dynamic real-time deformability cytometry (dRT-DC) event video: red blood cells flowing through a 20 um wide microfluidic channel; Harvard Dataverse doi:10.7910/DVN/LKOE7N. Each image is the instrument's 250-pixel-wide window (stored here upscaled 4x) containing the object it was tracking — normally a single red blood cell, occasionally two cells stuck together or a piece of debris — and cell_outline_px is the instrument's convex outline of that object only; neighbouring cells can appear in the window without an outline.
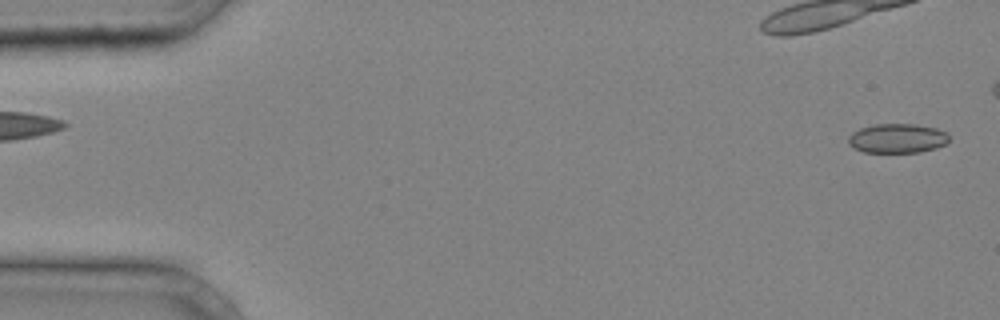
{"species": "common noctule bat (a hibernating species)", "species_latin": "Nyctalus noctula", "temperature_condition": "cold", "stored_images_in_passage": 14, "camera_frame_rate_fps": 3000, "um_per_image_px": 0.085, "animal": {"sex": "male", "body_mass_g": 20.4}, "frame": {"image": 1, "passage_image": 1, "time_ms": 0.0, "image_size_px": [1000, 320], "cell_outline_px": [[948, 140], [944, 144], [936, 148], [920, 152], [864, 152], [848, 144], [848, 136], [852, 132], [860, 128], [876, 124], [916, 124], [936, 128], [948, 132]], "centroid_in_image_um": [76.27, 11.75], "position_along_channel_um": 8.7, "area_um2": 17.22}}